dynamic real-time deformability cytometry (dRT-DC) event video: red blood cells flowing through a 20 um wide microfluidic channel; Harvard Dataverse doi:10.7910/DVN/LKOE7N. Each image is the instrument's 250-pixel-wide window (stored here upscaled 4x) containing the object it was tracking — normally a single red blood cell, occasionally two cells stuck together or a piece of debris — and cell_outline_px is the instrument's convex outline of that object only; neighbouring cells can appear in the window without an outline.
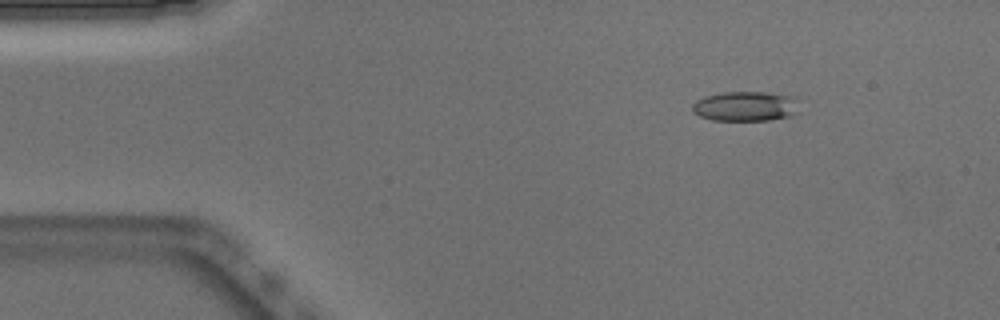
{"species": "Egyptian fruit bat (a non-hibernating species)", "species_latin": "Rousettus aegyptiacus", "temperature_condition": "warm", "stored_images_in_passage": 51, "camera_frame_rate_fps": 3000, "um_per_image_px": 0.085, "animal": {"sex": "male"}, "frame": {"image": 1, "passage_image": 7, "time_ms": 2.0, "image_size_px": [1000, 320], "cell_outline_px": [[800, 100], [796, 112], [792, 116], [768, 120], [712, 120], [700, 116], [692, 112], [692, 104], [696, 100], [704, 96], [724, 92], [768, 92], [788, 96]], "centroid_in_image_um": [63.36, 9.03], "position_along_channel_um": 21.6, "area_um2": 18.67}}
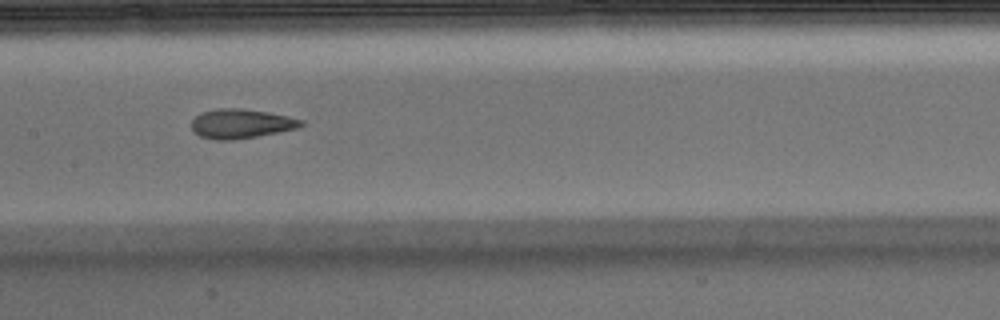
{"frame": {"image": 2, "passage_image": 25, "time_ms": 8.0, "image_size_px": [1000, 320], "cell_outline_px": [[308, 124], [296, 128], [236, 140], [216, 140], [200, 136], [192, 128], [192, 120], [200, 112], [216, 108], [240, 108], [268, 112], [288, 116], [304, 120]], "centroid_in_image_um": [20.5, 10.5], "position_along_channel_um": 186.9, "area_um2": 18.79}}
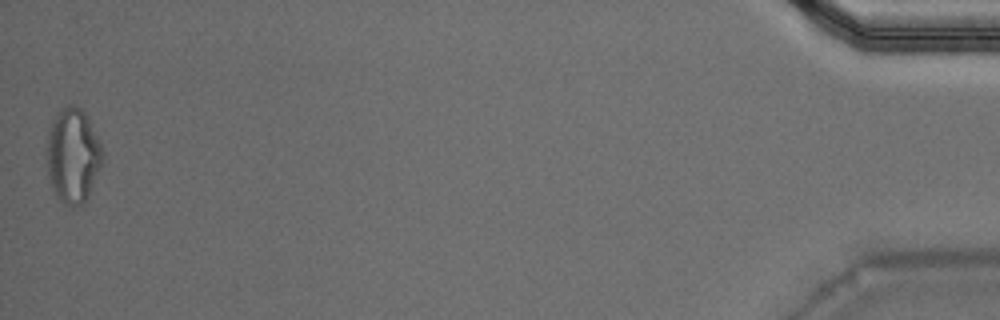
{"frame": {"image": 3, "passage_image": 51, "time_ms": 16.667, "image_size_px": [1000, 320], "cell_outline_px": [[104, 156], [88, 196], [84, 204], [72, 208], [64, 204], [56, 196], [52, 188], [48, 176], [48, 132], [52, 120], [56, 112], [68, 104], [72, 104], [80, 108], [84, 112], [104, 152]], "centroid_in_image_um": [6.19, 13.25], "position_along_channel_um": 429.0, "area_um2": 30.52}, "authors_computed_cell_mechanics": {"area_um2": 19.074, "velocity_mm_per_s": 3.9215, "shape_relaxation_time_tau1_ms": null, "shape_relaxation_time_tau2_ms": 1.5518, "deformation_change_tau1": null, "deformation_change_tau2": 0.0907}}